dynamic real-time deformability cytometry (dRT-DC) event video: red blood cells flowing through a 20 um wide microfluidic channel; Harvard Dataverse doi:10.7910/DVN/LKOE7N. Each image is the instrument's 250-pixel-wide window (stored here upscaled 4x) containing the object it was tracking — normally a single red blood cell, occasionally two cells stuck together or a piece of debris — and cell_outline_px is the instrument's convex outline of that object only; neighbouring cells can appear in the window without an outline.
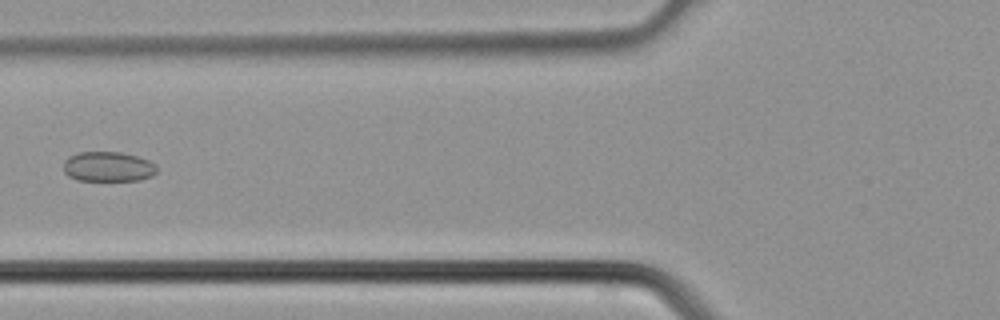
{"species": "common noctule bat (a hibernating species)", "species_latin": "Nyctalus noctula", "temperature_condition": "cold", "stored_images_in_passage": 38, "camera_frame_rate_fps": 3000, "um_per_image_px": 0.085, "animal": {"sex": "male", "body_mass_g": 21.5, "forearm_length_mm": 52.0}, "frame": {"image": 1, "passage_image": 15, "time_ms": 4.667, "image_size_px": [1000, 320], "cell_outline_px": [[156, 172], [152, 176], [140, 180], [76, 180], [68, 176], [64, 172], [64, 160], [68, 156], [76, 152], [120, 152], [136, 156], [148, 160], [156, 164]], "centroid_in_image_um": [9.16, 14.16], "position_along_channel_um": 116.6, "area_um2": 16.36}}
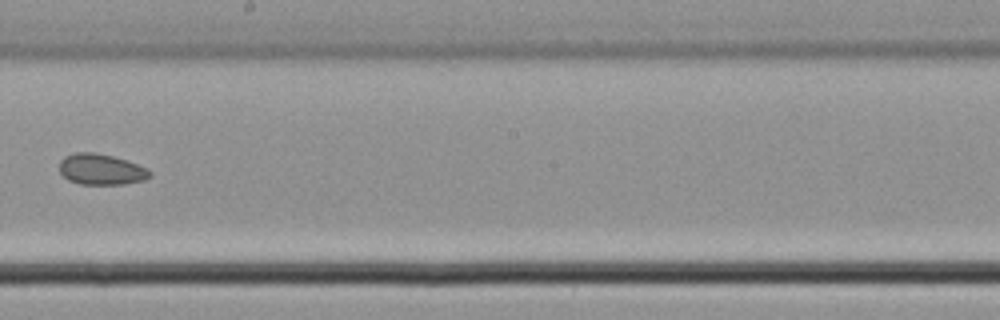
{"frame": {"image": 2, "passage_image": 22, "time_ms": 7.0, "image_size_px": [1000, 320], "cell_outline_px": [[152, 176], [144, 180], [124, 184], [80, 184], [68, 180], [60, 172], [60, 160], [64, 156], [76, 152], [96, 152], [112, 156], [148, 168], [152, 172]], "centroid_in_image_um": [8.6, 14.4], "position_along_channel_um": 239.6, "area_um2": 16.3}}
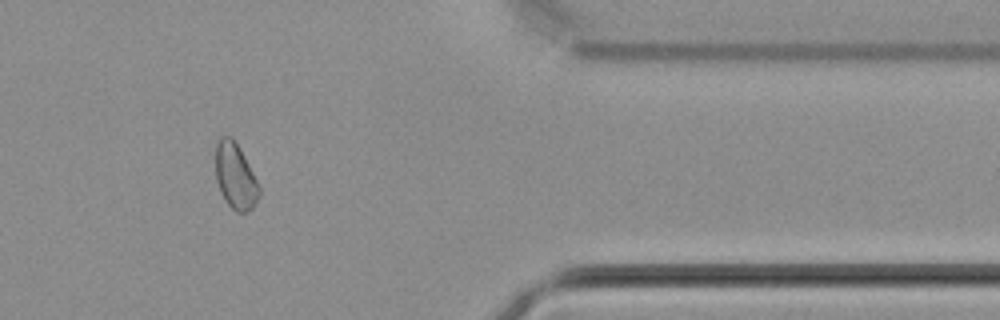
{"frame": {"image": 3, "passage_image": 32, "time_ms": 10.333, "image_size_px": [1000, 320], "cell_outline_px": [[260, 196], [256, 204], [248, 212], [236, 212], [224, 200], [220, 192], [216, 180], [216, 144], [220, 136], [232, 136], [240, 148], [260, 188]], "centroid_in_image_um": [20.0, 14.99], "position_along_channel_um": 391.4, "area_um2": 16.76}}